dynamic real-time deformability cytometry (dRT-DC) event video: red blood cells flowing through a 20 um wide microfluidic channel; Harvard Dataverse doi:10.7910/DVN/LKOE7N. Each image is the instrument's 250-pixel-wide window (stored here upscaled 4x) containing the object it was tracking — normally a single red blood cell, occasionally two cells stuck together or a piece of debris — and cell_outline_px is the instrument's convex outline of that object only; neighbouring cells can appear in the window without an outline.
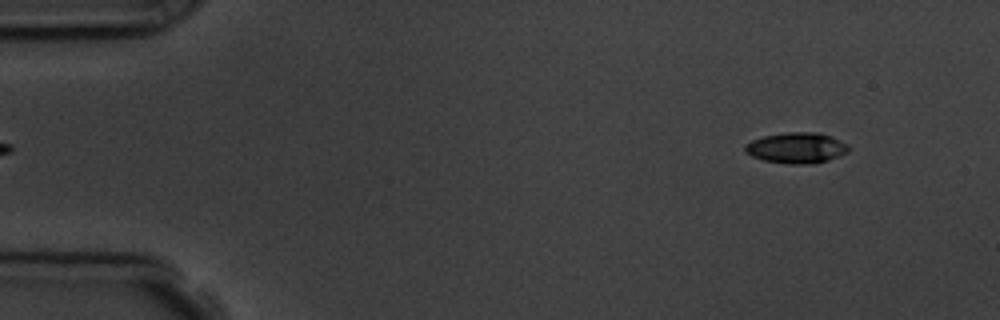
{"species": "common noctule bat (a hibernating species)", "species_latin": "Nyctalus noctula", "temperature_condition": "room temperature", "stored_images_in_passage": 5, "segment_of_instrument_passage": [2, 2], "camera_frame_rate_fps": 3000, "um_per_image_px": 0.085, "animal": {"sex": "male", "body_mass_g": 19.5, "forearm_length_mm": 54.6}, "frame": {"image": 1, "passage_image": 5, "time_ms": 5.333, "image_size_px": [1000, 320], "cell_outline_px": [[848, 152], [840, 156], [828, 160], [812, 164], [792, 164], [764, 160], [752, 156], [744, 152], [744, 144], [752, 140], [764, 136], [784, 132], [820, 132], [840, 140], [848, 144]], "centroid_in_image_um": [67.7, 12.56], "position_along_channel_um": 17.3, "area_um2": 18.67}}